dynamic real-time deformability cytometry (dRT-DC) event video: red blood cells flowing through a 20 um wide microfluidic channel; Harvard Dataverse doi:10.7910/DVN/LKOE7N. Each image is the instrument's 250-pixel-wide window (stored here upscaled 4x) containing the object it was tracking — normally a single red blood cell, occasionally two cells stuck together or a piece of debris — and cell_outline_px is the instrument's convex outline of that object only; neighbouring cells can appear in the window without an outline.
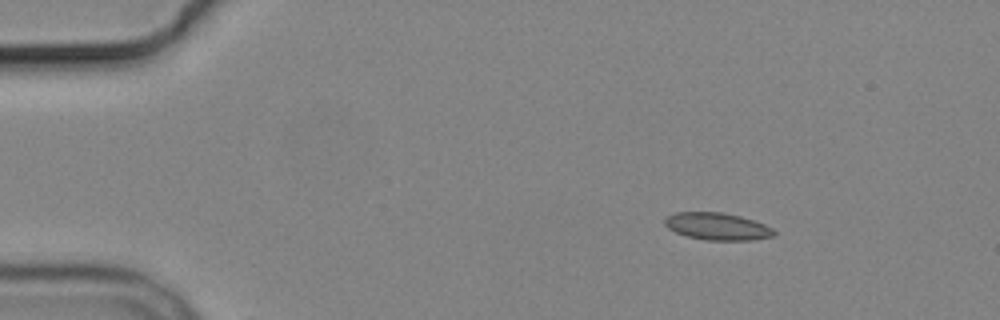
{"species": "common noctule bat (a hibernating species)", "species_latin": "Nyctalus noctula", "temperature_condition": "cold", "stored_images_in_passage": 3, "camera_frame_rate_fps": 3000, "um_per_image_px": 0.085, "animal": {"sex": "male", "body_mass_g": 19.2, "forearm_length_mm": 51.8}, "frame": {"image": 1, "passage_image": 1, "time_ms": 0.0, "image_size_px": [1000, 320], "cell_outline_px": [[776, 232], [772, 236], [752, 240], [708, 240], [688, 236], [676, 232], [668, 228], [664, 224], [664, 220], [668, 216], [676, 212], [720, 212], [740, 216], [764, 224], [772, 228]], "centroid_in_image_um": [60.96, 19.24], "position_along_channel_um": 24.0, "area_um2": 17.11}}
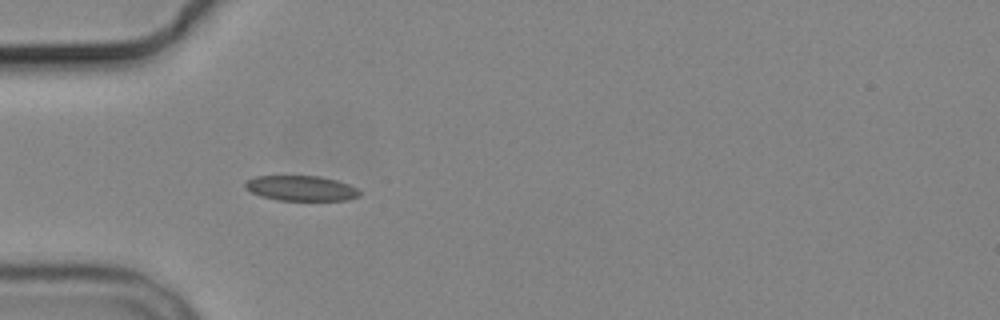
{"frame": {"image": 2, "passage_image": 3, "time_ms": 3.0, "image_size_px": [1000, 320], "cell_outline_px": [[360, 196], [348, 200], [276, 200], [260, 196], [252, 192], [244, 184], [248, 180], [256, 176], [320, 176], [336, 180], [348, 184], [356, 188], [360, 192]], "centroid_in_image_um": [25.61, 16.0], "position_along_channel_um": 59.4, "area_um2": 16.65}}